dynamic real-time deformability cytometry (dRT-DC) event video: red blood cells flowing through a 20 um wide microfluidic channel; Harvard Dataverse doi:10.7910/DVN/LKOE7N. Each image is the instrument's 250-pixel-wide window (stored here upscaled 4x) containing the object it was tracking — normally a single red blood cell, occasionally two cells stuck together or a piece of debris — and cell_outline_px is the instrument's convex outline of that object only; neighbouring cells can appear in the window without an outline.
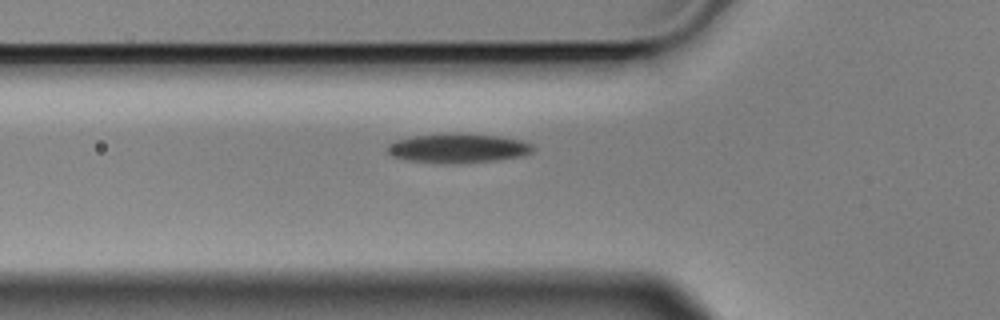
{"species": "Egyptian fruit bat (a non-hibernating species)", "species_latin": "Rousettus aegyptiacus", "temperature_condition": "cold", "stored_images_in_passage": 4, "camera_frame_rate_fps": 3000, "um_per_image_px": 0.085, "animal": {"sex": "male"}, "frame": {"image": 1, "passage_image": 4, "time_ms": 1.0, "image_size_px": [1000, 320], "cell_outline_px": [[536, 148], [532, 152], [524, 156], [496, 160], [452, 164], [408, 160], [392, 156], [384, 148], [388, 144], [396, 140], [412, 136], [496, 136], [520, 140], [532, 144]], "centroid_in_image_um": [38.94, 12.65], "position_along_channel_um": 86.9, "area_um2": 23.87}}